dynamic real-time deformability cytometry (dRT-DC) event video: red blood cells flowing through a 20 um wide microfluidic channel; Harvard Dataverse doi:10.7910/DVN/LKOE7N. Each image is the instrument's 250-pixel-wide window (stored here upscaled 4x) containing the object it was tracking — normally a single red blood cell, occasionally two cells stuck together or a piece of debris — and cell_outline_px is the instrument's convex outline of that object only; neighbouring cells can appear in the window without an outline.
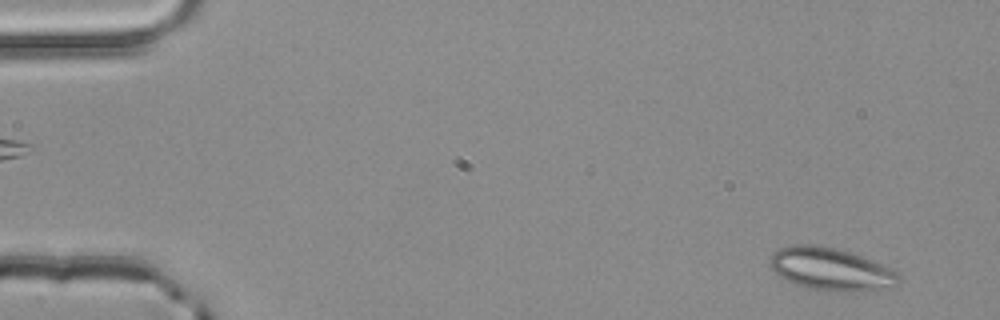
{"species": "common noctule bat (a hibernating species)", "species_latin": "Nyctalus noctula", "temperature_condition": "room temperature", "stored_images_in_passage": 4, "segment_of_instrument_passage": [2, 2], "camera_frame_rate_fps": 3000, "um_per_image_px": 0.085, "animal": {"sex": "male", "body_mass_g": 20.4}, "frame": {"image": 1, "passage_image": 4, "time_ms": 1.0, "image_size_px": [1000, 320], "cell_outline_px": [[900, 288], [852, 292], [840, 292], [804, 288], [780, 276], [768, 264], [768, 260], [780, 248], [796, 244], [808, 244], [836, 248], [872, 260], [900, 272]], "centroid_in_image_um": [70.72, 22.91], "position_along_channel_um": 14.3, "area_um2": 32.37}}